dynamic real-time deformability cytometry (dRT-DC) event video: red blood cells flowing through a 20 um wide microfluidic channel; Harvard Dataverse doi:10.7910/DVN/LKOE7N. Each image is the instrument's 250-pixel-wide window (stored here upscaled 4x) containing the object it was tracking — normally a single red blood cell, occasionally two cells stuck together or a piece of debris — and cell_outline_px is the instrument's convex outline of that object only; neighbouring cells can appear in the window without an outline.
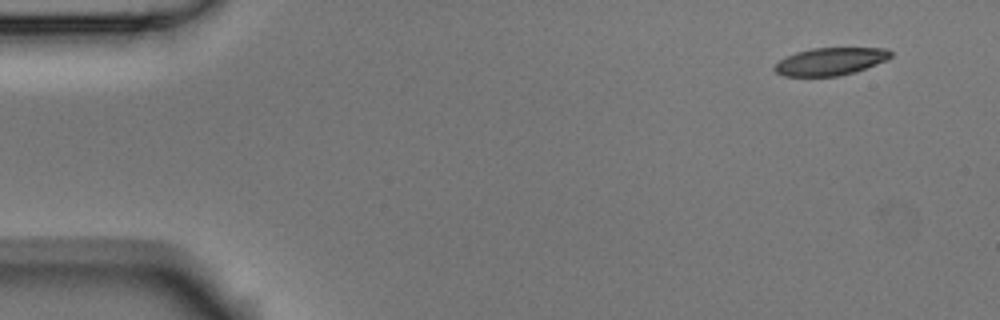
{"species": "Egyptian fruit bat (a non-hibernating species)", "species_latin": "Rousettus aegyptiacus", "temperature_condition": "room temperature", "stored_images_in_passage": 4, "camera_frame_rate_fps": 3000, "um_per_image_px": 0.085, "animal": {"sex": "male"}, "frame": {"image": 1, "passage_image": 1, "time_ms": 0.0, "image_size_px": [1000, 320], "cell_outline_px": [[892, 56], [888, 60], [856, 72], [836, 76], [784, 76], [776, 72], [772, 68], [780, 60], [796, 52], [812, 48], [888, 48], [892, 52]], "centroid_in_image_um": [70.62, 5.22], "position_along_channel_um": 14.4, "area_um2": 18.73}}
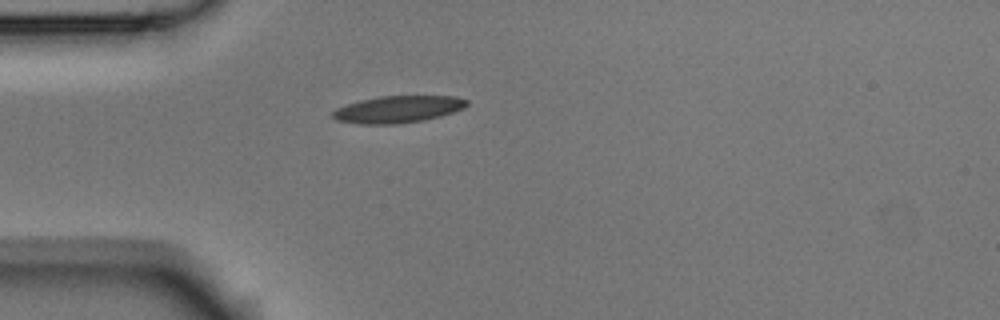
{"frame": {"image": 2, "passage_image": 4, "time_ms": 1.0, "image_size_px": [1000, 320], "cell_outline_px": [[468, 104], [464, 108], [440, 116], [424, 120], [396, 124], [360, 124], [336, 120], [332, 116], [332, 112], [336, 108], [360, 100], [380, 96], [456, 96], [468, 100]], "centroid_in_image_um": [33.83, 9.29], "position_along_channel_um": 51.2, "area_um2": 21.04}}